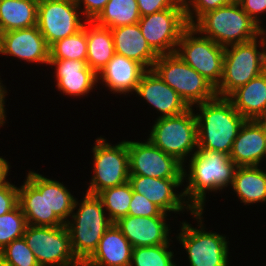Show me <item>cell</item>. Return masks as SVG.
Instances as JSON below:
<instances>
[{"instance_id":"8992f818","label":"cell","mask_w":266,"mask_h":266,"mask_svg":"<svg viewBox=\"0 0 266 266\" xmlns=\"http://www.w3.org/2000/svg\"><path fill=\"white\" fill-rule=\"evenodd\" d=\"M148 139L185 166L188 156L190 158L198 150L197 119L193 107L179 115L157 118Z\"/></svg>"},{"instance_id":"cb8c5ba5","label":"cell","mask_w":266,"mask_h":266,"mask_svg":"<svg viewBox=\"0 0 266 266\" xmlns=\"http://www.w3.org/2000/svg\"><path fill=\"white\" fill-rule=\"evenodd\" d=\"M115 53L133 59L151 70L159 56L142 35L139 24L111 29Z\"/></svg>"},{"instance_id":"9c48e42d","label":"cell","mask_w":266,"mask_h":266,"mask_svg":"<svg viewBox=\"0 0 266 266\" xmlns=\"http://www.w3.org/2000/svg\"><path fill=\"white\" fill-rule=\"evenodd\" d=\"M93 153V176L86 193L97 195L99 192L129 181L128 141L112 145L101 136L95 140Z\"/></svg>"},{"instance_id":"f546056e","label":"cell","mask_w":266,"mask_h":266,"mask_svg":"<svg viewBox=\"0 0 266 266\" xmlns=\"http://www.w3.org/2000/svg\"><path fill=\"white\" fill-rule=\"evenodd\" d=\"M140 18L137 0H109L93 21L112 29L136 24Z\"/></svg>"},{"instance_id":"2e32d148","label":"cell","mask_w":266,"mask_h":266,"mask_svg":"<svg viewBox=\"0 0 266 266\" xmlns=\"http://www.w3.org/2000/svg\"><path fill=\"white\" fill-rule=\"evenodd\" d=\"M0 54L28 63L49 64V46L37 25L1 33Z\"/></svg>"},{"instance_id":"4fadbf2b","label":"cell","mask_w":266,"mask_h":266,"mask_svg":"<svg viewBox=\"0 0 266 266\" xmlns=\"http://www.w3.org/2000/svg\"><path fill=\"white\" fill-rule=\"evenodd\" d=\"M81 14L75 0H40L37 26L47 45L80 31L87 21L81 19Z\"/></svg>"},{"instance_id":"6da1fadb","label":"cell","mask_w":266,"mask_h":266,"mask_svg":"<svg viewBox=\"0 0 266 266\" xmlns=\"http://www.w3.org/2000/svg\"><path fill=\"white\" fill-rule=\"evenodd\" d=\"M188 166L183 169V180L187 182L183 193L194 211L204 210L207 191H222L231 186L237 168L229 155L208 150L194 152Z\"/></svg>"},{"instance_id":"83f0119b","label":"cell","mask_w":266,"mask_h":266,"mask_svg":"<svg viewBox=\"0 0 266 266\" xmlns=\"http://www.w3.org/2000/svg\"><path fill=\"white\" fill-rule=\"evenodd\" d=\"M37 0H0V33L37 25Z\"/></svg>"},{"instance_id":"836d02e7","label":"cell","mask_w":266,"mask_h":266,"mask_svg":"<svg viewBox=\"0 0 266 266\" xmlns=\"http://www.w3.org/2000/svg\"><path fill=\"white\" fill-rule=\"evenodd\" d=\"M27 225L19 205L0 216V251L13 240L22 238Z\"/></svg>"},{"instance_id":"60d3db41","label":"cell","mask_w":266,"mask_h":266,"mask_svg":"<svg viewBox=\"0 0 266 266\" xmlns=\"http://www.w3.org/2000/svg\"><path fill=\"white\" fill-rule=\"evenodd\" d=\"M141 17L173 7L174 0H137Z\"/></svg>"},{"instance_id":"ab89813d","label":"cell","mask_w":266,"mask_h":266,"mask_svg":"<svg viewBox=\"0 0 266 266\" xmlns=\"http://www.w3.org/2000/svg\"><path fill=\"white\" fill-rule=\"evenodd\" d=\"M241 8L257 23L258 26L262 27L261 19L259 18L263 13L266 14V0H239Z\"/></svg>"},{"instance_id":"f1b7e54d","label":"cell","mask_w":266,"mask_h":266,"mask_svg":"<svg viewBox=\"0 0 266 266\" xmlns=\"http://www.w3.org/2000/svg\"><path fill=\"white\" fill-rule=\"evenodd\" d=\"M63 182L46 177V203L49 227L62 226L69 221L76 198Z\"/></svg>"},{"instance_id":"8d00e7d4","label":"cell","mask_w":266,"mask_h":266,"mask_svg":"<svg viewBox=\"0 0 266 266\" xmlns=\"http://www.w3.org/2000/svg\"><path fill=\"white\" fill-rule=\"evenodd\" d=\"M128 215L154 217L168 216L158 206L149 201L144 195L133 191L132 200L129 205Z\"/></svg>"},{"instance_id":"e575fe53","label":"cell","mask_w":266,"mask_h":266,"mask_svg":"<svg viewBox=\"0 0 266 266\" xmlns=\"http://www.w3.org/2000/svg\"><path fill=\"white\" fill-rule=\"evenodd\" d=\"M0 256L9 266H40L23 237L5 246L0 251Z\"/></svg>"},{"instance_id":"7402d4cb","label":"cell","mask_w":266,"mask_h":266,"mask_svg":"<svg viewBox=\"0 0 266 266\" xmlns=\"http://www.w3.org/2000/svg\"><path fill=\"white\" fill-rule=\"evenodd\" d=\"M18 205L28 225L48 226L46 177L29 171L23 185L18 187Z\"/></svg>"},{"instance_id":"ac0fdd59","label":"cell","mask_w":266,"mask_h":266,"mask_svg":"<svg viewBox=\"0 0 266 266\" xmlns=\"http://www.w3.org/2000/svg\"><path fill=\"white\" fill-rule=\"evenodd\" d=\"M135 94L160 112L158 118L179 115L190 108L152 69L142 75Z\"/></svg>"},{"instance_id":"4316f807","label":"cell","mask_w":266,"mask_h":266,"mask_svg":"<svg viewBox=\"0 0 266 266\" xmlns=\"http://www.w3.org/2000/svg\"><path fill=\"white\" fill-rule=\"evenodd\" d=\"M87 65L97 74L115 54L111 29L86 21Z\"/></svg>"},{"instance_id":"f6af8a7d","label":"cell","mask_w":266,"mask_h":266,"mask_svg":"<svg viewBox=\"0 0 266 266\" xmlns=\"http://www.w3.org/2000/svg\"><path fill=\"white\" fill-rule=\"evenodd\" d=\"M175 3L185 6L190 0H174Z\"/></svg>"},{"instance_id":"7bdbcfd3","label":"cell","mask_w":266,"mask_h":266,"mask_svg":"<svg viewBox=\"0 0 266 266\" xmlns=\"http://www.w3.org/2000/svg\"><path fill=\"white\" fill-rule=\"evenodd\" d=\"M9 169V162L2 156H0V187L10 184V182L7 181L8 179H6L8 176Z\"/></svg>"},{"instance_id":"b9f144b4","label":"cell","mask_w":266,"mask_h":266,"mask_svg":"<svg viewBox=\"0 0 266 266\" xmlns=\"http://www.w3.org/2000/svg\"><path fill=\"white\" fill-rule=\"evenodd\" d=\"M1 79V78H0ZM6 88L3 86L2 81L0 80V127L4 126V123H6V111H5V96L7 94Z\"/></svg>"},{"instance_id":"ffe728a7","label":"cell","mask_w":266,"mask_h":266,"mask_svg":"<svg viewBox=\"0 0 266 266\" xmlns=\"http://www.w3.org/2000/svg\"><path fill=\"white\" fill-rule=\"evenodd\" d=\"M147 69L139 62L115 53L107 65L97 73V81L113 94H133Z\"/></svg>"},{"instance_id":"5b68a950","label":"cell","mask_w":266,"mask_h":266,"mask_svg":"<svg viewBox=\"0 0 266 266\" xmlns=\"http://www.w3.org/2000/svg\"><path fill=\"white\" fill-rule=\"evenodd\" d=\"M260 48L262 49H259ZM261 50V51H259ZM266 70V30L258 38L224 47L223 75L216 95L228 97Z\"/></svg>"},{"instance_id":"30bf717a","label":"cell","mask_w":266,"mask_h":266,"mask_svg":"<svg viewBox=\"0 0 266 266\" xmlns=\"http://www.w3.org/2000/svg\"><path fill=\"white\" fill-rule=\"evenodd\" d=\"M176 53L215 88L219 85L223 75V46L189 25L181 35Z\"/></svg>"},{"instance_id":"bcb514c9","label":"cell","mask_w":266,"mask_h":266,"mask_svg":"<svg viewBox=\"0 0 266 266\" xmlns=\"http://www.w3.org/2000/svg\"><path fill=\"white\" fill-rule=\"evenodd\" d=\"M0 266H9L1 256H0Z\"/></svg>"},{"instance_id":"9a60e30c","label":"cell","mask_w":266,"mask_h":266,"mask_svg":"<svg viewBox=\"0 0 266 266\" xmlns=\"http://www.w3.org/2000/svg\"><path fill=\"white\" fill-rule=\"evenodd\" d=\"M128 182L131 184L134 192L144 195L164 213L174 212L179 214V212H183L185 209L190 211V213L194 211L186 202L183 191L179 192V194L176 192V189L184 183L183 178H153L129 175Z\"/></svg>"},{"instance_id":"7c38bea8","label":"cell","mask_w":266,"mask_h":266,"mask_svg":"<svg viewBox=\"0 0 266 266\" xmlns=\"http://www.w3.org/2000/svg\"><path fill=\"white\" fill-rule=\"evenodd\" d=\"M138 24L149 46L158 55L175 53L183 31L189 26L184 6L177 3L141 17Z\"/></svg>"},{"instance_id":"3957f363","label":"cell","mask_w":266,"mask_h":266,"mask_svg":"<svg viewBox=\"0 0 266 266\" xmlns=\"http://www.w3.org/2000/svg\"><path fill=\"white\" fill-rule=\"evenodd\" d=\"M83 197L80 203L76 198L70 215L72 219L65 224L73 254L80 263H85L92 256L101 237L113 224L97 195L85 193Z\"/></svg>"},{"instance_id":"5bb4252c","label":"cell","mask_w":266,"mask_h":266,"mask_svg":"<svg viewBox=\"0 0 266 266\" xmlns=\"http://www.w3.org/2000/svg\"><path fill=\"white\" fill-rule=\"evenodd\" d=\"M129 174L153 178H183L184 165L149 139L128 141Z\"/></svg>"},{"instance_id":"484cf974","label":"cell","mask_w":266,"mask_h":266,"mask_svg":"<svg viewBox=\"0 0 266 266\" xmlns=\"http://www.w3.org/2000/svg\"><path fill=\"white\" fill-rule=\"evenodd\" d=\"M231 188L245 205L266 201V170L259 166L237 167Z\"/></svg>"},{"instance_id":"1f68e13d","label":"cell","mask_w":266,"mask_h":266,"mask_svg":"<svg viewBox=\"0 0 266 266\" xmlns=\"http://www.w3.org/2000/svg\"><path fill=\"white\" fill-rule=\"evenodd\" d=\"M49 59H87L86 21L80 31L56 41L49 47Z\"/></svg>"},{"instance_id":"52a82bcc","label":"cell","mask_w":266,"mask_h":266,"mask_svg":"<svg viewBox=\"0 0 266 266\" xmlns=\"http://www.w3.org/2000/svg\"><path fill=\"white\" fill-rule=\"evenodd\" d=\"M152 70L174 89L189 107L216 96L215 87L185 63L176 52L159 55Z\"/></svg>"},{"instance_id":"277c9868","label":"cell","mask_w":266,"mask_h":266,"mask_svg":"<svg viewBox=\"0 0 266 266\" xmlns=\"http://www.w3.org/2000/svg\"><path fill=\"white\" fill-rule=\"evenodd\" d=\"M192 26L223 47L247 43L263 34L238 2L206 12Z\"/></svg>"},{"instance_id":"8fae6325","label":"cell","mask_w":266,"mask_h":266,"mask_svg":"<svg viewBox=\"0 0 266 266\" xmlns=\"http://www.w3.org/2000/svg\"><path fill=\"white\" fill-rule=\"evenodd\" d=\"M40 266H77L69 232L65 225L48 227L27 225L23 235Z\"/></svg>"},{"instance_id":"74e56055","label":"cell","mask_w":266,"mask_h":266,"mask_svg":"<svg viewBox=\"0 0 266 266\" xmlns=\"http://www.w3.org/2000/svg\"><path fill=\"white\" fill-rule=\"evenodd\" d=\"M18 205V187L13 185H4L0 187V216L10 212Z\"/></svg>"},{"instance_id":"ee69618b","label":"cell","mask_w":266,"mask_h":266,"mask_svg":"<svg viewBox=\"0 0 266 266\" xmlns=\"http://www.w3.org/2000/svg\"><path fill=\"white\" fill-rule=\"evenodd\" d=\"M256 121L266 134V111L261 116H259Z\"/></svg>"},{"instance_id":"d4e9b609","label":"cell","mask_w":266,"mask_h":266,"mask_svg":"<svg viewBox=\"0 0 266 266\" xmlns=\"http://www.w3.org/2000/svg\"><path fill=\"white\" fill-rule=\"evenodd\" d=\"M228 98L246 120H256L266 111V70L238 87Z\"/></svg>"},{"instance_id":"f35d334b","label":"cell","mask_w":266,"mask_h":266,"mask_svg":"<svg viewBox=\"0 0 266 266\" xmlns=\"http://www.w3.org/2000/svg\"><path fill=\"white\" fill-rule=\"evenodd\" d=\"M75 1L79 9H81V13L84 16L83 19L85 18V20L87 21H93L104 9L106 3L109 0H75Z\"/></svg>"},{"instance_id":"ba28073f","label":"cell","mask_w":266,"mask_h":266,"mask_svg":"<svg viewBox=\"0 0 266 266\" xmlns=\"http://www.w3.org/2000/svg\"><path fill=\"white\" fill-rule=\"evenodd\" d=\"M203 212L191 213L199 224L198 229L183 221L176 238L188 254L190 266H228L229 241L225 235L205 230Z\"/></svg>"},{"instance_id":"4dcf8cb0","label":"cell","mask_w":266,"mask_h":266,"mask_svg":"<svg viewBox=\"0 0 266 266\" xmlns=\"http://www.w3.org/2000/svg\"><path fill=\"white\" fill-rule=\"evenodd\" d=\"M132 196L133 189L129 182L120 186L107 188L97 194V197L102 201L105 211L108 212V217L113 223L128 215Z\"/></svg>"},{"instance_id":"7a4b0ae2","label":"cell","mask_w":266,"mask_h":266,"mask_svg":"<svg viewBox=\"0 0 266 266\" xmlns=\"http://www.w3.org/2000/svg\"><path fill=\"white\" fill-rule=\"evenodd\" d=\"M198 150L218 151L229 155L239 129L246 119L228 97L215 96L197 104Z\"/></svg>"},{"instance_id":"d590c367","label":"cell","mask_w":266,"mask_h":266,"mask_svg":"<svg viewBox=\"0 0 266 266\" xmlns=\"http://www.w3.org/2000/svg\"><path fill=\"white\" fill-rule=\"evenodd\" d=\"M232 3V0H190L184 6L187 22L193 25L206 12Z\"/></svg>"},{"instance_id":"e0dca14e","label":"cell","mask_w":266,"mask_h":266,"mask_svg":"<svg viewBox=\"0 0 266 266\" xmlns=\"http://www.w3.org/2000/svg\"><path fill=\"white\" fill-rule=\"evenodd\" d=\"M168 216L142 217L127 215L115 222L134 247L170 244Z\"/></svg>"},{"instance_id":"603a6c76","label":"cell","mask_w":266,"mask_h":266,"mask_svg":"<svg viewBox=\"0 0 266 266\" xmlns=\"http://www.w3.org/2000/svg\"><path fill=\"white\" fill-rule=\"evenodd\" d=\"M133 246L113 223L99 241L92 256L77 266H130Z\"/></svg>"},{"instance_id":"44dd1931","label":"cell","mask_w":266,"mask_h":266,"mask_svg":"<svg viewBox=\"0 0 266 266\" xmlns=\"http://www.w3.org/2000/svg\"><path fill=\"white\" fill-rule=\"evenodd\" d=\"M266 157V134L256 120H246L233 142L229 157L237 167L260 166Z\"/></svg>"},{"instance_id":"d6986e66","label":"cell","mask_w":266,"mask_h":266,"mask_svg":"<svg viewBox=\"0 0 266 266\" xmlns=\"http://www.w3.org/2000/svg\"><path fill=\"white\" fill-rule=\"evenodd\" d=\"M48 65L55 66L56 87L65 95L82 97L97 86V74L86 60L49 59Z\"/></svg>"},{"instance_id":"d6a6232c","label":"cell","mask_w":266,"mask_h":266,"mask_svg":"<svg viewBox=\"0 0 266 266\" xmlns=\"http://www.w3.org/2000/svg\"><path fill=\"white\" fill-rule=\"evenodd\" d=\"M170 244L134 247L130 266H177Z\"/></svg>"}]
</instances>
